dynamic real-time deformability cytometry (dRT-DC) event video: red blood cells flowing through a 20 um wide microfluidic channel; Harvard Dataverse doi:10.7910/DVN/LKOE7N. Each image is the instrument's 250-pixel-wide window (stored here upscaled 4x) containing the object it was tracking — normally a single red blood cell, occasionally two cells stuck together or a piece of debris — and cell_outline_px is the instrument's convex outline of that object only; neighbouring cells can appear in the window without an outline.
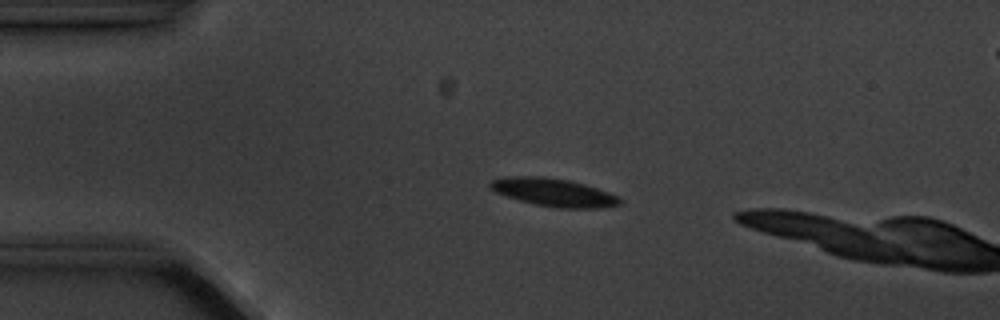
{"species": "common noctule bat (a hibernating species)", "species_latin": "Nyctalus noctula", "temperature_condition": "cold", "stored_images_in_passage": 3, "camera_frame_rate_fps": 3000, "um_per_image_px": 0.085, "animal": {"sex": "male", "body_mass_g": 20.1, "forearm_length_mm": 53.5}, "frame": {"image": 1, "passage_image": 2, "time_ms": 1.333, "image_size_px": [1000, 320], "cell_outline_px": [[624, 200], [620, 204], [596, 208], [560, 208], [536, 204], [520, 200], [496, 192], [488, 184], [492, 180], [508, 176], [544, 176], [568, 180], [584, 184], [620, 196]], "centroid_in_image_um": [47.1, 16.34], "position_along_channel_um": 37.9, "area_um2": 20.92}}